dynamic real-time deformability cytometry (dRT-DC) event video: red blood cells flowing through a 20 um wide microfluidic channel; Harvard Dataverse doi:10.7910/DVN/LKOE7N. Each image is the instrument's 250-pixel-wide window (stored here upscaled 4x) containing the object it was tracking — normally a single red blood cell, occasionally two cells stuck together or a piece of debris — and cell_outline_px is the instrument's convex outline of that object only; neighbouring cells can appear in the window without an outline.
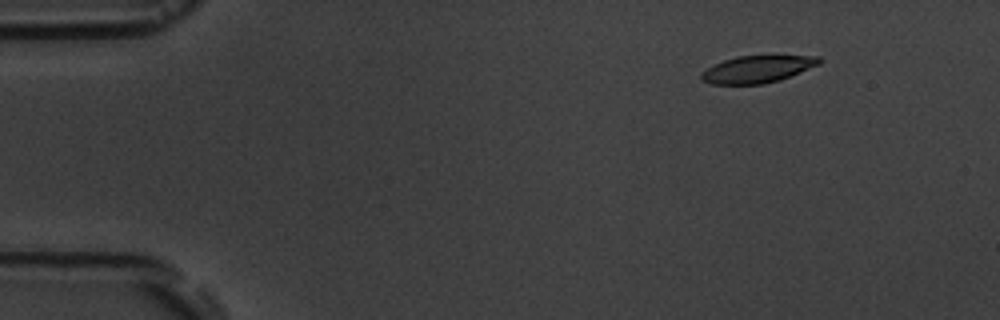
{"species": "common noctule bat (a hibernating species)", "species_latin": "Nyctalus noctula", "temperature_condition": "room temperature", "stored_images_in_passage": 6, "camera_frame_rate_fps": 3000, "um_per_image_px": 0.085, "animal": {"sex": "male", "body_mass_g": 19.5, "forearm_length_mm": 54.6}, "frame": {"image": 1, "passage_image": 2, "time_ms": 1.0, "image_size_px": [1000, 320], "cell_outline_px": [[824, 60], [820, 64], [780, 80], [764, 84], [712, 84], [700, 80], [700, 72], [724, 60], [736, 56], [820, 56]], "centroid_in_image_um": [64.38, 5.89], "position_along_channel_um": 20.6, "area_um2": 18.61}}